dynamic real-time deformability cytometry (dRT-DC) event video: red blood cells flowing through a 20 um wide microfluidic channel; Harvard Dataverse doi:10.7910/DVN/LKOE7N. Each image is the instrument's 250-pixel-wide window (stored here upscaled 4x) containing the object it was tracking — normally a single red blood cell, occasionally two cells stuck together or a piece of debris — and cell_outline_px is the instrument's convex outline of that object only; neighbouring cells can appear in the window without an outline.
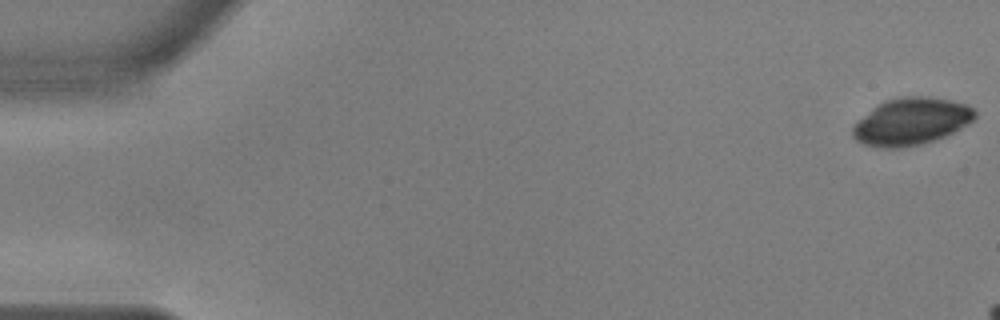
{"species": "common noctule bat (a hibernating species)", "species_latin": "Nyctalus noctula", "temperature_condition": "warm", "stored_images_in_passage": 11, "camera_frame_rate_fps": 3000, "um_per_image_px": 0.085, "animal": {"sex": "male", "body_mass_g": 17.9, "forearm_length_mm": 54.2}, "frame": {"image": 1, "passage_image": 1, "time_ms": 0.0, "image_size_px": [1000, 320], "cell_outline_px": [[976, 116], [968, 124], [944, 136], [920, 144], [900, 148], [884, 148], [864, 144], [856, 140], [852, 136], [852, 124], [872, 108], [884, 100], [900, 96], [928, 96], [952, 100], [968, 104], [976, 112]], "centroid_in_image_um": [77.42, 10.3], "position_along_channel_um": 7.6, "area_um2": 33.7}}